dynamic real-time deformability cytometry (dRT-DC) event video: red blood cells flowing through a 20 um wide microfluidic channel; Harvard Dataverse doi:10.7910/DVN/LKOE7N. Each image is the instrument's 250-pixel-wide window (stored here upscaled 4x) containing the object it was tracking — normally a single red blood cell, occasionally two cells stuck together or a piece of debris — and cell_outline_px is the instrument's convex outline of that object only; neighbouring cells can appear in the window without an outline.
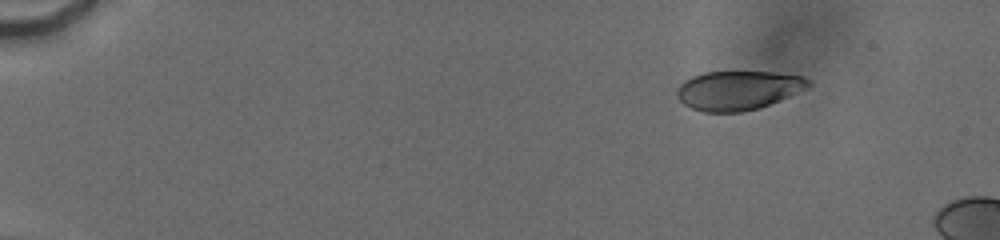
{"species": "human", "species_latin": "Homo sapiens", "temperature_condition": "cold", "stored_images_in_passage": 72, "camera_frame_rate_fps": 3000, "um_per_image_px": 0.085, "donor": {"sex": "male"}, "frame": {"image": 1, "passage_image": 1, "time_ms": 0.0, "image_size_px": [1000, 240], "cell_outline_px": [[812, 84], [780, 100], [760, 108], [740, 112], [704, 112], [692, 108], [684, 104], [676, 96], [676, 88], [684, 80], [692, 76], [704, 72], [772, 72], [800, 76], [812, 80]], "centroid_in_image_um": [62.7, 7.68], "position_along_channel_um": 22.3, "area_um2": 29.88}}
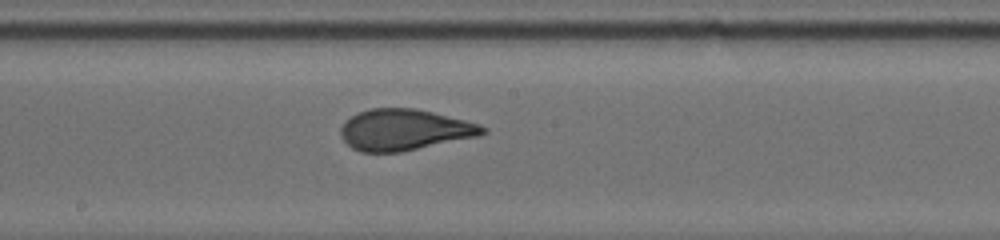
{"frame": {"image": 2, "passage_image": 43, "time_ms": 8.333, "image_size_px": [1000, 240], "cell_outline_px": [[488, 132], [476, 136], [400, 152], [360, 152], [352, 148], [340, 136], [340, 128], [344, 120], [356, 112], [368, 108], [416, 108], [480, 124], [488, 128]], "centroid_in_image_um": [34.31, 11.02], "position_along_channel_um": 213.9, "area_um2": 34.04}}
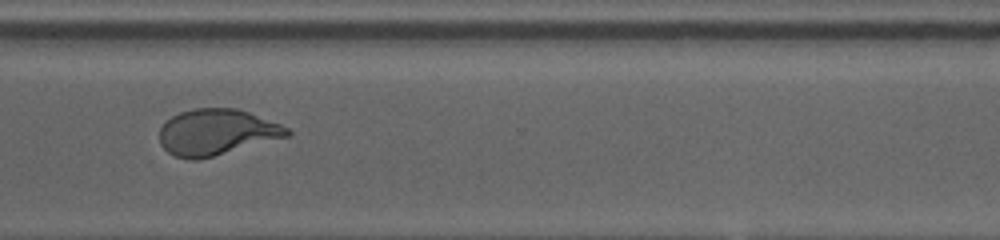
{"frame": {"image": 3, "passage_image": 71, "time_ms": 12.0, "image_size_px": [1000, 240], "cell_outline_px": [[292, 132], [288, 136], [200, 160], [188, 160], [176, 156], [168, 152], [160, 144], [160, 128], [172, 116], [180, 112], [192, 108], [236, 108], [248, 112], [280, 124], [288, 128]], "centroid_in_image_um": [18.39, 11.24], "position_along_channel_um": 352.2, "area_um2": 34.1}}